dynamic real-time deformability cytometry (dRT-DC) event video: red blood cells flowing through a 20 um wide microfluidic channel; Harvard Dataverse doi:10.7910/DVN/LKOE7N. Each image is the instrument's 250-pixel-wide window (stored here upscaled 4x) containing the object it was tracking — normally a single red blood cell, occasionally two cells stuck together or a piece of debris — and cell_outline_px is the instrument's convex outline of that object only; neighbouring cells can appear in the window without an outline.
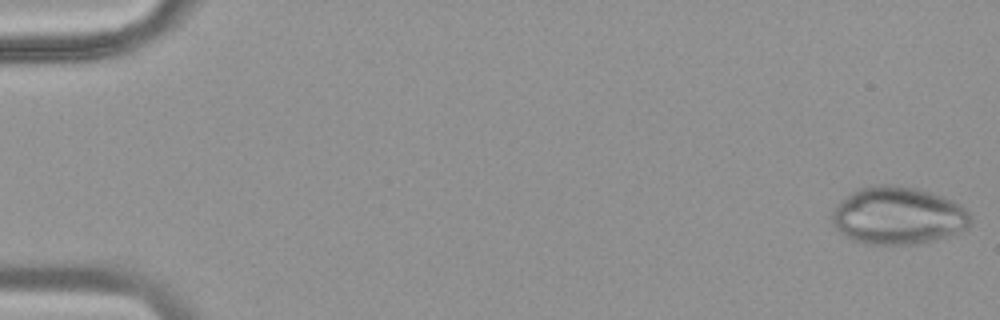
{"species": "common noctule bat (a hibernating species)", "species_latin": "Nyctalus noctula", "temperature_condition": "warm", "stored_images_in_passage": 49, "camera_frame_rate_fps": 3000, "um_per_image_px": 0.085, "animal": {"sex": "female", "body_mass_g": 18.4}, "frame": {"image": 1, "passage_image": 1, "time_ms": 0.0, "image_size_px": [1000, 320], "cell_outline_px": [[972, 220], [968, 228], [960, 232], [936, 240], [916, 244], [864, 244], [852, 240], [840, 232], [832, 224], [832, 212], [836, 204], [840, 200], [852, 192], [860, 188], [872, 184], [892, 184], [916, 188], [952, 200], [960, 204], [972, 216]], "centroid_in_image_um": [76.33, 18.33], "position_along_channel_um": 8.7, "area_um2": 46.82}}
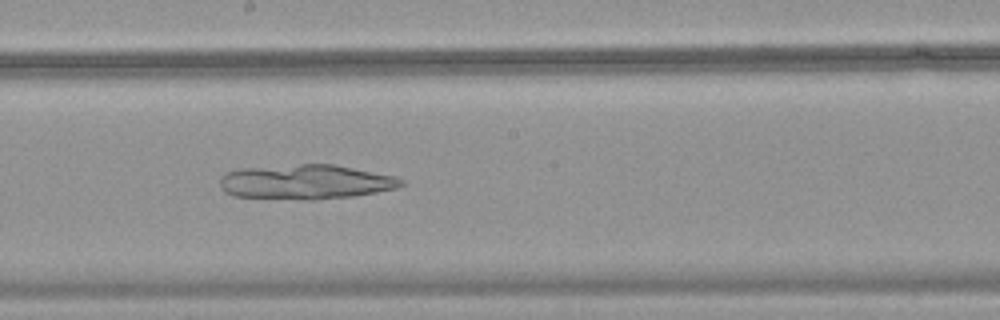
{"frame": {"image": 2, "passage_image": 28, "time_ms": 9.0, "image_size_px": [1000, 320], "cell_outline_px": [[404, 184], [396, 188], [356, 196], [316, 200], [304, 200], [232, 196], [224, 192], [220, 188], [220, 176], [224, 172], [240, 168], [300, 164], [332, 164], [396, 176], [404, 180]], "centroid_in_image_um": [25.95, 15.47], "position_along_channel_um": 222.3, "area_um2": 37.05}}
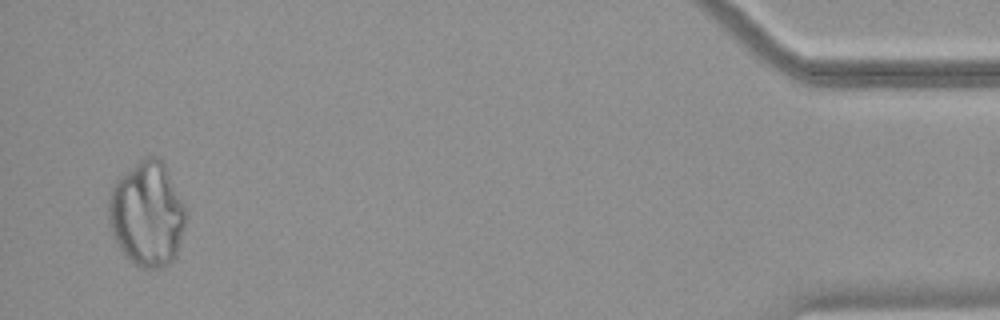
{"frame": {"image": 3, "passage_image": 48, "time_ms": 15.667, "image_size_px": [1000, 320], "cell_outline_px": [[188, 216], [176, 256], [164, 268], [144, 268], [136, 264], [120, 248], [112, 236], [108, 220], [108, 196], [112, 184], [116, 180], [144, 156], [156, 156], [164, 164], [188, 212]], "centroid_in_image_um": [12.5, 18.19], "position_along_channel_um": 422.7, "area_um2": 47.34}}